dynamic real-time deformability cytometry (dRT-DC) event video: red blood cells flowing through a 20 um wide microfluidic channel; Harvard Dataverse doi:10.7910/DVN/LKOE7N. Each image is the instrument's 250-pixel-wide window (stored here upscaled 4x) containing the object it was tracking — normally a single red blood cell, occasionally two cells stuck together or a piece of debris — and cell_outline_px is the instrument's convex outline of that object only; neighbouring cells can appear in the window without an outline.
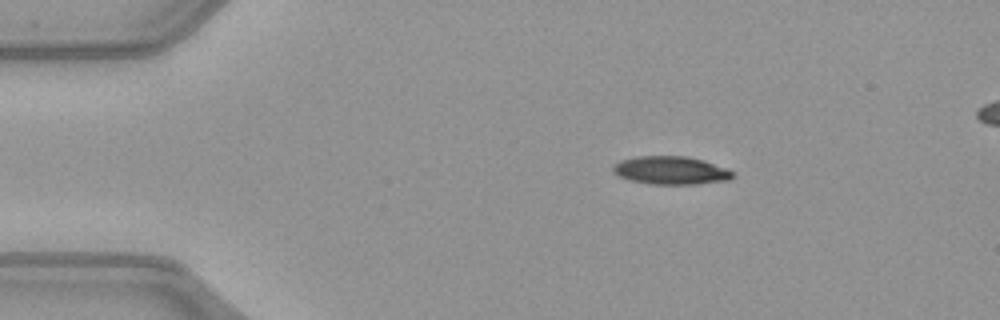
{"species": "common noctule bat (a hibernating species)", "species_latin": "Nyctalus noctula", "temperature_condition": "warm", "stored_images_in_passage": 43, "camera_frame_rate_fps": 3000, "um_per_image_px": 0.085, "animal": {"sex": "female", "body_mass_g": 21.9}, "frame": {"image": 1, "passage_image": 1, "time_ms": 0.0, "image_size_px": [1000, 320], "cell_outline_px": [[736, 172], [728, 180], [696, 184], [652, 184], [632, 180], [620, 176], [612, 172], [612, 164], [620, 160], [636, 156], [684, 156], [704, 160], [728, 168]], "centroid_in_image_um": [57.03, 14.47], "position_along_channel_um": 28.0, "area_um2": 19.71}}
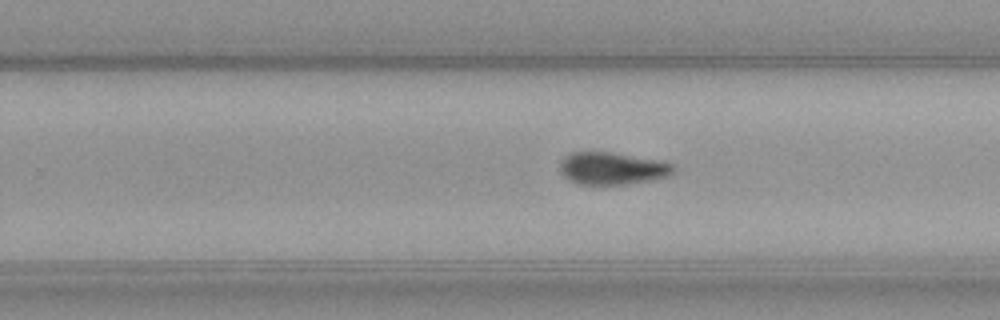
{"frame": {"image": 2, "passage_image": 24, "time_ms": 7.667, "image_size_px": [1000, 320], "cell_outline_px": [[676, 172], [668, 176], [652, 180], [628, 184], [576, 184], [568, 180], [560, 172], [560, 160], [564, 156], [572, 152], [612, 152], [664, 160], [672, 164], [676, 168]], "centroid_in_image_um": [52.07, 14.31], "position_along_channel_um": 277.7, "area_um2": 21.85}}
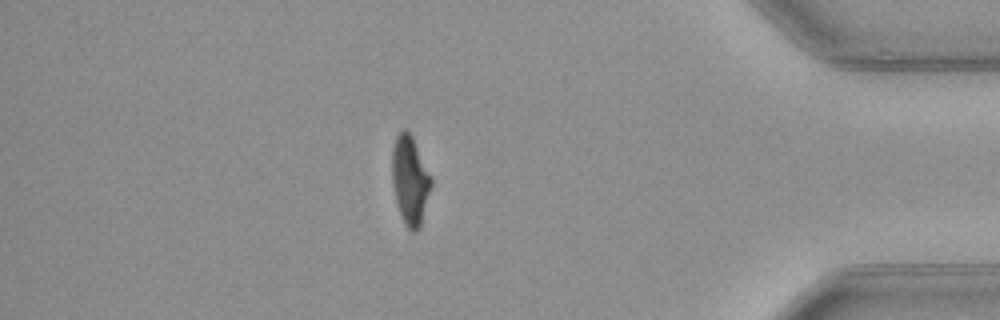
{"frame": {"image": 3, "passage_image": 36, "time_ms": 11.667, "image_size_px": [1000, 320], "cell_outline_px": [[432, 184], [420, 228], [416, 232], [412, 232], [404, 224], [396, 200], [392, 180], [392, 148], [396, 136], [404, 128], [408, 128], [432, 176]], "centroid_in_image_um": [34.86, 15.3], "position_along_channel_um": 400.3, "area_um2": 20.35}}